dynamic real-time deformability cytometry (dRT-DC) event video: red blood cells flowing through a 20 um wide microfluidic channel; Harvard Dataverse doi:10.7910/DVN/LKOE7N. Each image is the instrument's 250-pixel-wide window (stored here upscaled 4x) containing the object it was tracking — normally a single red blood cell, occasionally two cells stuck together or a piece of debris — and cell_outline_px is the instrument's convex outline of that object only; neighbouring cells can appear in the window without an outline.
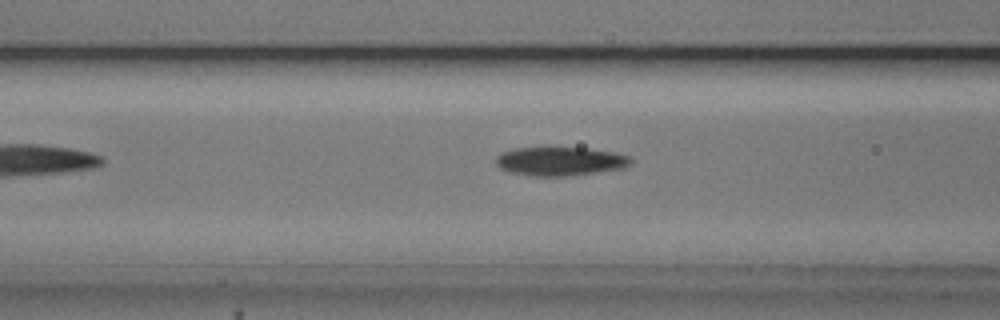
{"species": "common noctule bat (a hibernating species)", "species_latin": "Nyctalus noctula", "temperature_condition": "cold", "stored_images_in_passage": 44, "camera_frame_rate_fps": 3000, "um_per_image_px": 0.085, "animal": {"sex": "male", "body_mass_g": 20.5, "forearm_length_mm": 52.5}, "frame": {"image": 1, "passage_image": 11, "time_ms": 3.333, "image_size_px": [1000, 320], "cell_outline_px": [[632, 164], [624, 168], [564, 176], [536, 176], [508, 172], [500, 168], [496, 164], [496, 156], [500, 152], [512, 148], [548, 144], [584, 148], [612, 152], [628, 156], [632, 160]], "centroid_in_image_um": [47.52, 13.65], "position_along_channel_um": 119.1, "area_um2": 23.47}}
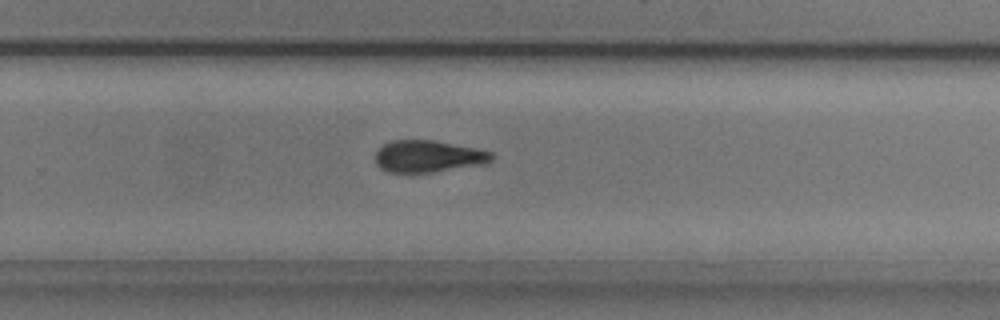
{"frame": {"image": 2, "passage_image": 25, "time_ms": 8.0, "image_size_px": [1000, 320], "cell_outline_px": [[496, 156], [488, 164], [432, 172], [388, 172], [380, 168], [376, 164], [376, 152], [384, 144], [392, 140], [432, 140], [476, 148], [492, 152]], "centroid_in_image_um": [36.45, 13.29], "position_along_channel_um": 293.4, "area_um2": 21.73}}
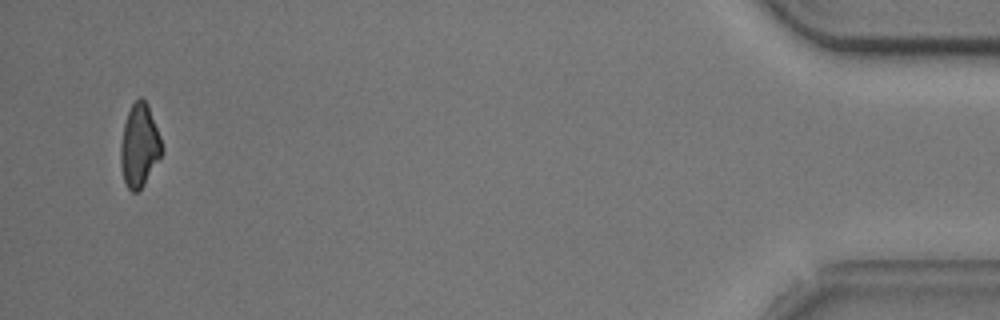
{"frame": {"image": 3, "passage_image": 42, "time_ms": 13.667, "image_size_px": [1000, 320], "cell_outline_px": [[164, 152], [144, 184], [136, 192], [132, 192], [128, 188], [124, 180], [120, 164], [120, 144], [124, 124], [128, 112], [132, 104], [140, 96], [148, 104], [160, 136], [164, 148]], "centroid_in_image_um": [11.86, 12.37], "position_along_channel_um": 423.3, "area_um2": 20.0}, "authors_computed_cell_mechanics": {"area_um2": 21.964, "velocity_mm_per_s": 3.7455, "shape_relaxation_time_tau1_ms": 4.0813, "shape_relaxation_time_tau2_ms": null, "deformation_change_tau1": 0.1486, "deformation_change_tau2": null}}